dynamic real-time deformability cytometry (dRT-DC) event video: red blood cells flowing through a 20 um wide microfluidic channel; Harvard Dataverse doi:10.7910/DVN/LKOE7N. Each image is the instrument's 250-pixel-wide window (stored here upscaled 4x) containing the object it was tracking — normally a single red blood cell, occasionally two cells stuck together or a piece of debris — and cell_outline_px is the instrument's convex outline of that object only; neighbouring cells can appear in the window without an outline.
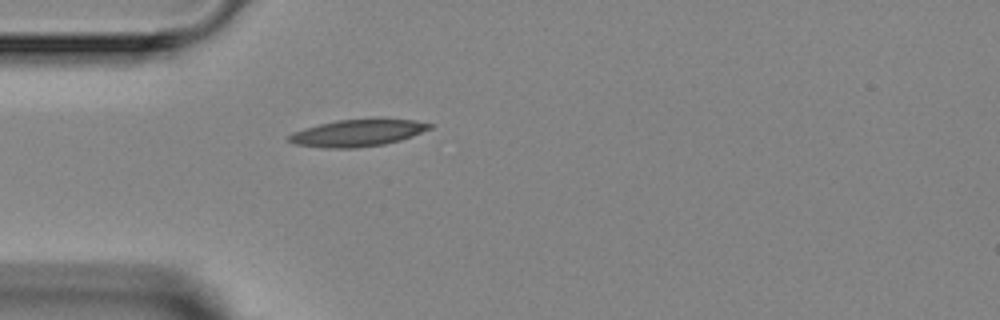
{"species": "Egyptian fruit bat (a non-hibernating species)", "species_latin": "Rousettus aegyptiacus", "temperature_condition": "room temperature", "stored_images_in_passage": 5, "camera_frame_rate_fps": 3000, "um_per_image_px": 0.085, "animal": {"sex": "female"}, "frame": {"image": 1, "passage_image": 5, "time_ms": 5.0, "image_size_px": [1000, 320], "cell_outline_px": [[432, 128], [412, 136], [400, 140], [384, 144], [356, 148], [324, 148], [296, 144], [288, 140], [288, 136], [292, 132], [304, 128], [336, 120], [380, 116], [384, 116], [416, 120], [432, 124]], "centroid_in_image_um": [30.46, 11.25], "position_along_channel_um": 54.5, "area_um2": 22.89}}